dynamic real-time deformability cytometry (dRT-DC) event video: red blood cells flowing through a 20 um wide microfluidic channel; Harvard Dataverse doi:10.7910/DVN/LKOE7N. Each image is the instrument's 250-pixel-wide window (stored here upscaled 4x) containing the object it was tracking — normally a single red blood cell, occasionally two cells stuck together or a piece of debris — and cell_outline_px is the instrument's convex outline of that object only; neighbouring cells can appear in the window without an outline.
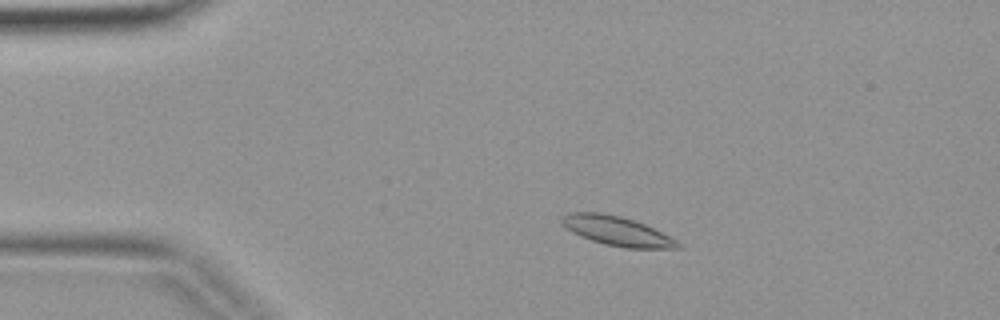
{"species": "common noctule bat (a hibernating species)", "species_latin": "Nyctalus noctula", "temperature_condition": "warm", "stored_images_in_passage": 3, "camera_frame_rate_fps": 3000, "um_per_image_px": 0.085, "animal": {"sex": "female", "body_mass_g": 19.9}, "frame": {"image": 1, "passage_image": 2, "time_ms": 0.333, "image_size_px": [1000, 320], "cell_outline_px": [[680, 248], [624, 248], [604, 244], [580, 236], [572, 232], [560, 220], [560, 216], [568, 212], [600, 212], [620, 216], [644, 224], [676, 240], [680, 244]], "centroid_in_image_um": [52.39, 19.63], "position_along_channel_um": 32.6, "area_um2": 19.54}}